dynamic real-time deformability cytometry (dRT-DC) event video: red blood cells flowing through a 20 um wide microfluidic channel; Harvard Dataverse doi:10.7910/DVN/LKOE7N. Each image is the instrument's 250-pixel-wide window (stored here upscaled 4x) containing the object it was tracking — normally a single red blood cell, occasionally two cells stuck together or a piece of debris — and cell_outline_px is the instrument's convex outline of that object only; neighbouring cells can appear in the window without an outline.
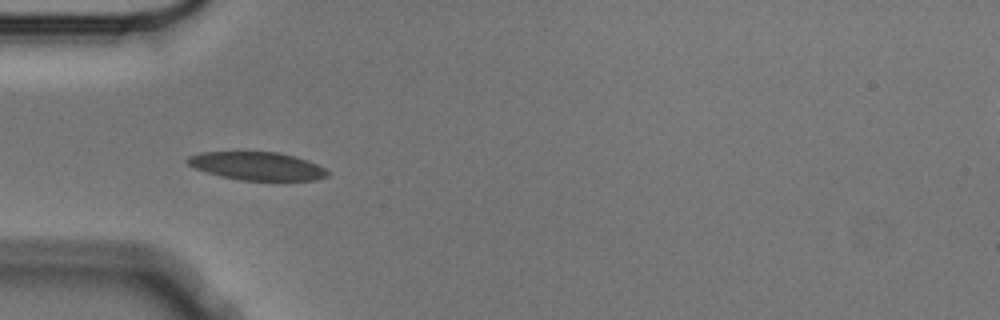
{"species": "Egyptian fruit bat (a non-hibernating species)", "species_latin": "Rousettus aegyptiacus", "temperature_condition": "cold", "stored_images_in_passage": 14, "camera_frame_rate_fps": 3000, "um_per_image_px": 0.085, "animal": {"sex": "male"}, "frame": {"image": 1, "passage_image": 4, "time_ms": 1.0, "image_size_px": [1000, 320], "cell_outline_px": [[328, 176], [316, 180], [240, 180], [220, 176], [196, 168], [188, 164], [184, 160], [188, 156], [200, 152], [280, 152], [296, 156], [308, 160], [324, 168], [328, 172]], "centroid_in_image_um": [21.85, 14.1], "position_along_channel_um": 63.1, "area_um2": 22.95}}
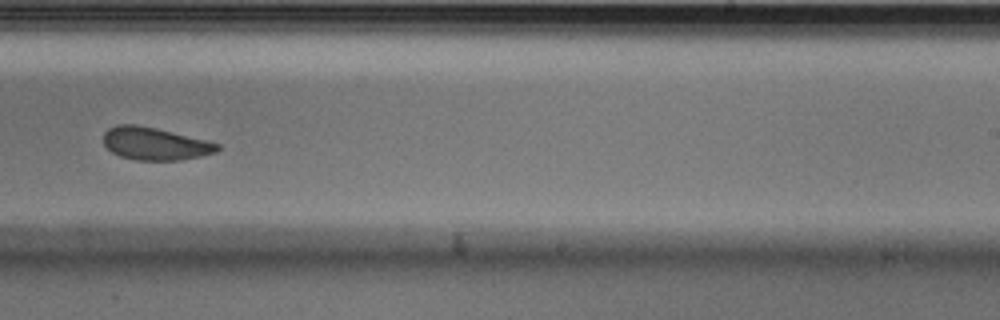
{"frame": {"image": 2, "passage_image": 9, "time_ms": 2.667, "image_size_px": [1000, 320], "cell_outline_px": [[220, 148], [216, 152], [200, 156], [180, 160], [136, 160], [120, 156], [112, 152], [104, 144], [104, 132], [108, 128], [116, 124], [136, 124], [156, 128], [220, 144]], "centroid_in_image_um": [13.14, 12.21], "position_along_channel_um": 275.9, "area_um2": 21.5}}
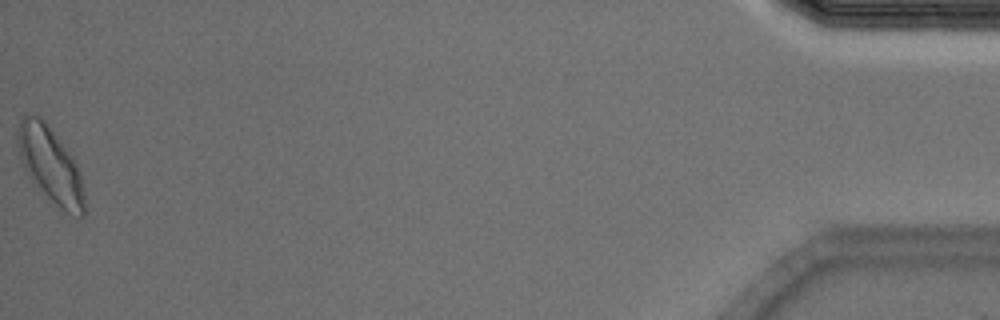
{"frame": {"image": 3, "passage_image": 14, "time_ms": 4.333, "image_size_px": [1000, 320], "cell_outline_px": [[88, 212], [84, 216], [72, 216], [60, 208], [32, 184], [20, 160], [16, 144], [16, 140], [20, 120], [24, 112], [40, 116], [48, 124], [76, 160], [80, 172]], "centroid_in_image_um": [4.29, 14.03], "position_along_channel_um": 430.9, "area_um2": 30.4}}